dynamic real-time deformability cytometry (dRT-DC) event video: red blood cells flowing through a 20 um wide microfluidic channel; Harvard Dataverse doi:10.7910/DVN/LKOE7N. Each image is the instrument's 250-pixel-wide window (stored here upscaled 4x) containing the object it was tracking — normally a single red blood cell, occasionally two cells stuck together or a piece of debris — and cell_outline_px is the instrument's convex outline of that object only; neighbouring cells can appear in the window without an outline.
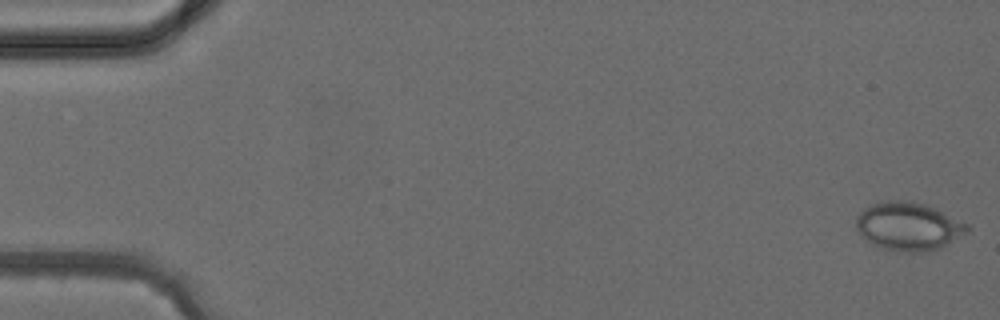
{"species": "common noctule bat (a hibernating species)", "species_latin": "Nyctalus noctula", "temperature_condition": "cold", "stored_images_in_passage": 4, "camera_frame_rate_fps": 3000, "um_per_image_px": 0.085, "animal": {"sex": "female", "body_mass_g": 24.6, "forearm_length_mm": 56.2}, "frame": {"image": 1, "passage_image": 1, "time_ms": 0.0, "image_size_px": [1000, 320], "cell_outline_px": [[968, 228], [964, 232], [940, 248], [924, 252], [908, 252], [884, 248], [872, 244], [856, 228], [856, 216], [864, 208], [872, 204], [888, 200], [904, 200], [924, 204], [936, 208], [968, 224]], "centroid_in_image_um": [77.18, 19.22], "position_along_channel_um": 7.8, "area_um2": 30.63}}